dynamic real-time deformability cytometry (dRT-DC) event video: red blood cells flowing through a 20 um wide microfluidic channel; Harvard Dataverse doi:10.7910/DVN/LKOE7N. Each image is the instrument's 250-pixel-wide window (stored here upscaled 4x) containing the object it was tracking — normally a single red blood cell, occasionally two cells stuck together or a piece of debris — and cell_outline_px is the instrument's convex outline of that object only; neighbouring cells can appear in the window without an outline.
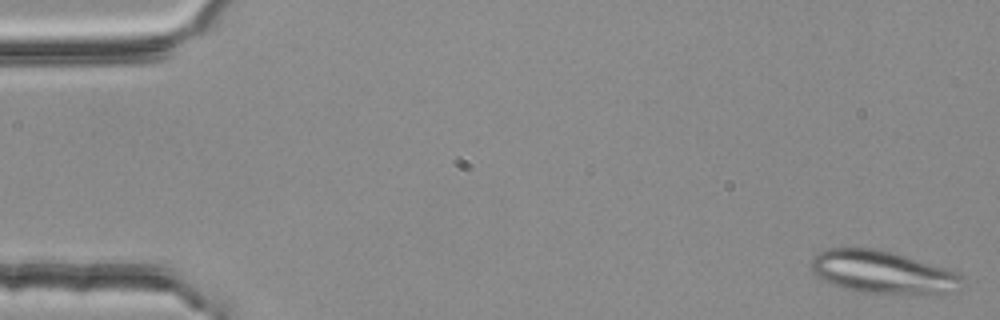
{"species": "common noctule bat (a hibernating species)", "species_latin": "Nyctalus noctula", "temperature_condition": "room temperature", "stored_images_in_passage": 3, "camera_frame_rate_fps": 3000, "um_per_image_px": 0.085, "animal": {"sex": "female", "body_mass_g": 25.1}, "frame": {"image": 1, "passage_image": 1, "time_ms": 0.0, "image_size_px": [1000, 320], "cell_outline_px": [[964, 280], [944, 292], [928, 296], [904, 296], [856, 292], [840, 288], [816, 276], [812, 272], [812, 256], [828, 248], [872, 248], [892, 252], [960, 272]], "centroid_in_image_um": [75.0, 23.17], "position_along_channel_um": 10.0, "area_um2": 38.15}}